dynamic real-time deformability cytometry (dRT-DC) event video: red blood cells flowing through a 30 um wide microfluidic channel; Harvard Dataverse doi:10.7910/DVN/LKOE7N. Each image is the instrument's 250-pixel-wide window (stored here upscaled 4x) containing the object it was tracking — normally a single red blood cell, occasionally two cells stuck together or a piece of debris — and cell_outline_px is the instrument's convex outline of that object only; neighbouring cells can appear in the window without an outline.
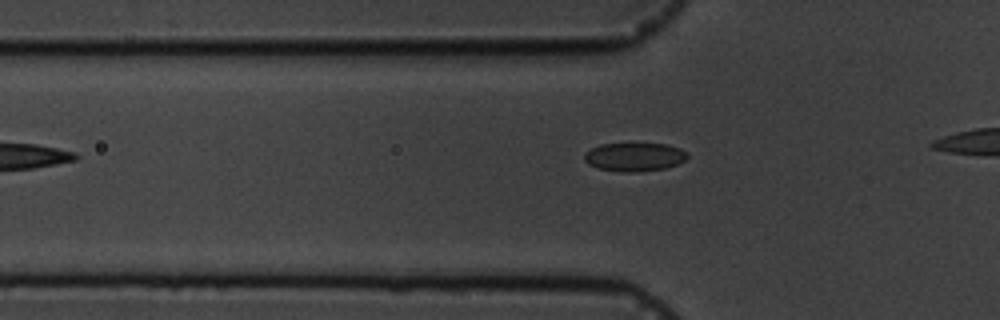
{"species": "common noctule bat (a hibernating species)", "species_latin": "Nyctalus noctula", "temperature_condition": "cold", "stored_images_in_passage": 4, "camera_frame_rate_fps": 3000, "um_per_image_px": 0.085, "animal": {"sex": "male", "body_mass_g": 19.5, "forearm_length_mm": 54.6}, "frame": {"image": 1, "passage_image": 3, "time_ms": 3.0, "image_size_px": [1000, 320], "cell_outline_px": [[688, 156], [684, 160], [676, 164], [664, 168], [636, 172], [624, 172], [596, 168], [588, 164], [584, 160], [584, 156], [592, 148], [600, 144], [668, 144], [680, 148], [688, 152]], "centroid_in_image_um": [53.93, 13.34], "position_along_channel_um": 71.9, "area_um2": 16.99}}